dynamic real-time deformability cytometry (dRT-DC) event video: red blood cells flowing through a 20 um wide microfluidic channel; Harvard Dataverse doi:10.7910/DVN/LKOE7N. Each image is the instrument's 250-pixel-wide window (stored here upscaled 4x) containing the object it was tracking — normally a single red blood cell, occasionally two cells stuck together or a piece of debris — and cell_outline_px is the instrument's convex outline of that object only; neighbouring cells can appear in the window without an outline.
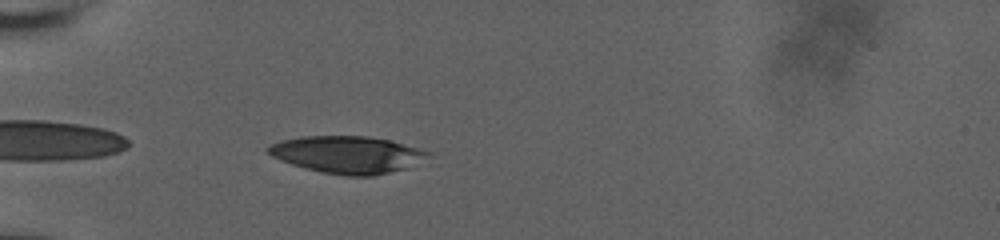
{"species": "human", "species_latin": "Homo sapiens", "temperature_condition": "room temperature", "stored_images_in_passage": 40, "camera_frame_rate_fps": 3000, "um_per_image_px": 0.085, "donor": {"sex": "male"}, "frame": {"image": 1, "passage_image": 2, "time_ms": 0.333, "image_size_px": [1000, 240], "cell_outline_px": [[428, 152], [408, 168], [372, 176], [348, 176], [320, 172], [304, 168], [280, 160], [264, 152], [264, 148], [280, 140], [300, 136], [368, 136], [392, 140]], "centroid_in_image_um": [29.39, 13.13], "position_along_channel_um": 55.6, "area_um2": 34.39}}
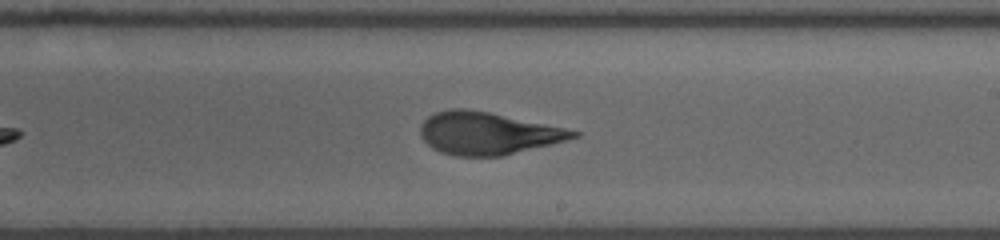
{"frame": {"image": 2, "passage_image": 19, "time_ms": 6.0, "image_size_px": [1000, 240], "cell_outline_px": [[580, 136], [552, 144], [504, 156], [456, 156], [440, 152], [432, 148], [420, 136], [420, 124], [428, 116], [436, 112], [452, 108], [464, 108], [488, 112], [564, 128], [580, 132]], "centroid_in_image_um": [41.42, 11.34], "position_along_channel_um": 247.6, "area_um2": 37.63}}
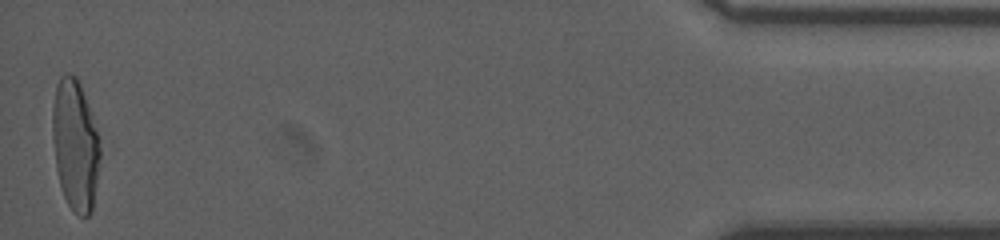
{"frame": {"image": 3, "passage_image": 40, "time_ms": 13.0, "image_size_px": [1000, 240], "cell_outline_px": [[100, 156], [92, 212], [88, 216], [80, 216], [68, 204], [64, 196], [60, 184], [56, 168], [52, 140], [52, 108], [56, 84], [60, 76], [64, 72], [68, 72], [76, 76], [80, 84], [92, 116], [100, 140]], "centroid_in_image_um": [6.38, 12.29], "position_along_channel_um": 428.8, "area_um2": 36.36}, "authors_computed_cell_mechanics": {"area_um2": 37.281, "velocity_mm_per_s": 3.739, "shape_relaxation_time_tau1_ms": 7.0201, "shape_relaxation_time_tau2_ms": 1.1477, "deformation_change_tau1": 0.2512, "deformation_change_tau2": 0.0962}}